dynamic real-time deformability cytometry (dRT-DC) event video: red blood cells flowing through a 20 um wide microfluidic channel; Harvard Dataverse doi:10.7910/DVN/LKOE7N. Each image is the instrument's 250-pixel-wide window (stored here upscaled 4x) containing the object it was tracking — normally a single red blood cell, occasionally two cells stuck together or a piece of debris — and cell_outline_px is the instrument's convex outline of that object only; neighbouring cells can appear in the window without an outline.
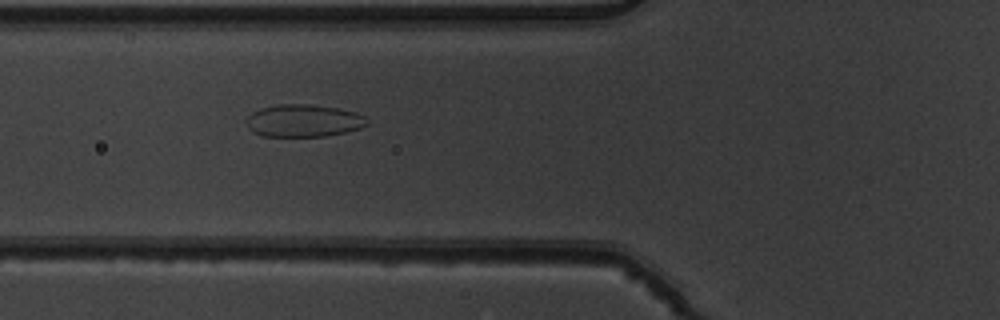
{"species": "common noctule bat (a hibernating species)", "species_latin": "Nyctalus noctula", "temperature_condition": "warm", "stored_images_in_passage": 6, "camera_frame_rate_fps": 3000, "um_per_image_px": 0.085, "animal": {"sex": "male", "body_mass_g": 19.5, "forearm_length_mm": 54.6}, "frame": {"image": 1, "passage_image": 6, "time_ms": 1.667, "image_size_px": [1000, 320], "cell_outline_px": [[368, 124], [360, 128], [344, 132], [324, 136], [264, 136], [252, 132], [248, 128], [244, 120], [252, 112], [260, 108], [276, 104], [304, 104], [336, 108], [356, 112], [364, 116], [368, 120]], "centroid_in_image_um": [25.75, 10.26], "position_along_channel_um": 100.0, "area_um2": 22.83}}